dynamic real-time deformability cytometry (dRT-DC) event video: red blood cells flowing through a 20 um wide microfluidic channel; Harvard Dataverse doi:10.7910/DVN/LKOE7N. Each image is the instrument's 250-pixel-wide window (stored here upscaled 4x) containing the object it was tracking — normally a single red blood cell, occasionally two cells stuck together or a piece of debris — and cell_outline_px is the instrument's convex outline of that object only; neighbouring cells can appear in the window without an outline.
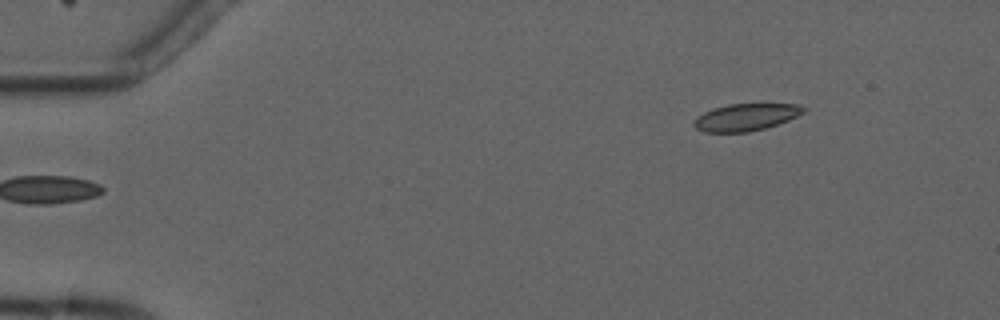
{"species": "common noctule bat (a hibernating species)", "species_latin": "Nyctalus noctula", "temperature_condition": "cold", "stored_images_in_passage": 6, "segment_of_instrument_passage": [2, 2], "camera_frame_rate_fps": 3000, "um_per_image_px": 0.085, "animal": {"sex": "male", "forearm_length_mm": 52.5}, "frame": {"image": 1, "passage_image": 6, "time_ms": 6.0, "image_size_px": [1000, 320], "cell_outline_px": [[808, 108], [804, 112], [788, 120], [764, 128], [748, 132], [704, 132], [696, 128], [692, 124], [692, 120], [704, 112], [712, 108], [728, 104], [800, 104]], "centroid_in_image_um": [63.38, 9.95], "position_along_channel_um": 21.6, "area_um2": 17.34}}